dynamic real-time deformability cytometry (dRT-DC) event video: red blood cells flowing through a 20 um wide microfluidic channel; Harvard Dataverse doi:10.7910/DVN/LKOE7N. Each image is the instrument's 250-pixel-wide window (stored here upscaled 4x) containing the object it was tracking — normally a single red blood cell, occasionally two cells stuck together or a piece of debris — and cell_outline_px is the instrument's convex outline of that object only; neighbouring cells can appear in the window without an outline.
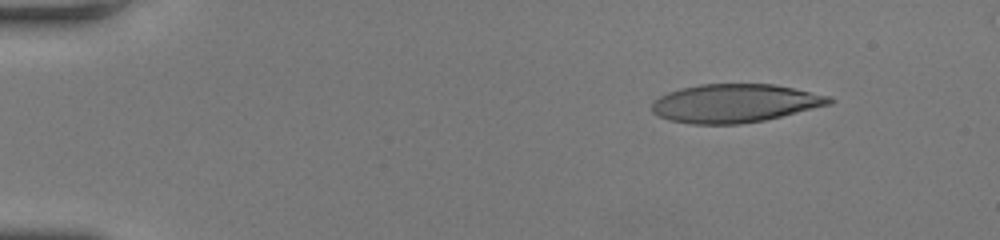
{"species": "human", "species_latin": "Homo sapiens", "temperature_condition": "room temperature", "stored_images_in_passage": 56, "camera_frame_rate_fps": 3000, "um_per_image_px": 0.085, "donor": {"sex": "female"}, "frame": {"image": 1, "passage_image": 7, "time_ms": 2.0, "image_size_px": [1000, 240], "cell_outline_px": [[836, 100], [832, 104], [764, 120], [740, 124], [692, 124], [668, 120], [656, 116], [652, 112], [652, 100], [668, 92], [680, 88], [700, 84], [772, 84], [792, 88], [828, 96]], "centroid_in_image_um": [62.41, 8.78], "position_along_channel_um": 22.6, "area_um2": 39.77}}
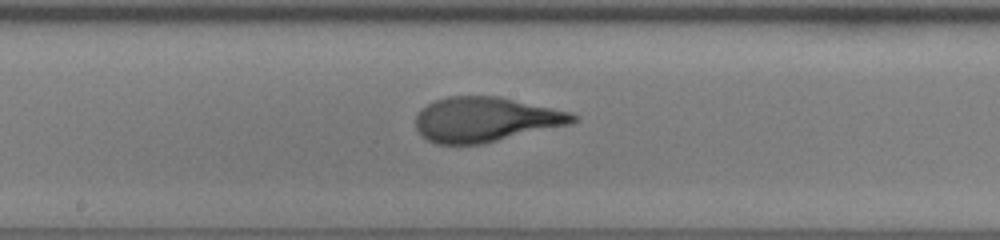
{"frame": {"image": 2, "passage_image": 31, "time_ms": 10.0, "image_size_px": [1000, 240], "cell_outline_px": [[580, 120], [572, 124], [480, 144], [436, 144], [420, 136], [416, 128], [416, 116], [428, 104], [436, 100], [448, 96], [496, 96], [552, 108], [568, 112], [580, 116]], "centroid_in_image_um": [41.28, 10.16], "position_along_channel_um": 206.9, "area_um2": 40.81}}
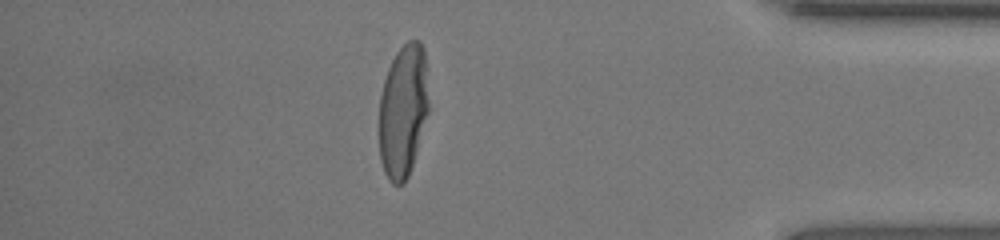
{"frame": {"image": 3, "passage_image": 49, "time_ms": 16.0, "image_size_px": [1000, 240], "cell_outline_px": [[428, 112], [412, 164], [408, 176], [404, 184], [392, 184], [388, 180], [384, 172], [380, 160], [380, 96], [384, 80], [388, 68], [396, 52], [408, 40], [420, 40], [424, 48], [428, 100]], "centroid_in_image_um": [34.25, 9.41], "position_along_channel_um": 400.9, "area_um2": 38.15}}